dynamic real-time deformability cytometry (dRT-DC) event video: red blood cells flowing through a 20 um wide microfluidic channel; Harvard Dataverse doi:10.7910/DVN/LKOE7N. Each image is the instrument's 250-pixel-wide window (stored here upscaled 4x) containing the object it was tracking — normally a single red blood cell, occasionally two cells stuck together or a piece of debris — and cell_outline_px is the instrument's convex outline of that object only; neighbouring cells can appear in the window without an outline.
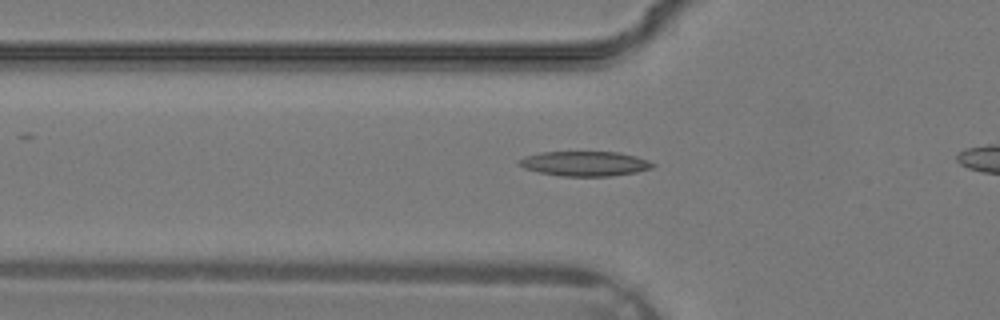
{"species": "common noctule bat (a hibernating species)", "species_latin": "Nyctalus noctula", "temperature_condition": "warm", "stored_images_in_passage": 32, "camera_frame_rate_fps": 3000, "um_per_image_px": 0.085, "animal": {"sex": "male", "body_mass_g": 19.2, "forearm_length_mm": 51.8}, "frame": {"image": 1, "passage_image": 13, "time_ms": 4.0, "image_size_px": [1000, 320], "cell_outline_px": [[656, 164], [652, 168], [636, 172], [612, 176], [560, 176], [540, 172], [524, 168], [516, 164], [516, 160], [524, 156], [540, 152], [620, 152], [636, 156], [648, 160]], "centroid_in_image_um": [49.68, 13.9], "position_along_channel_um": 76.1, "area_um2": 19.48}}
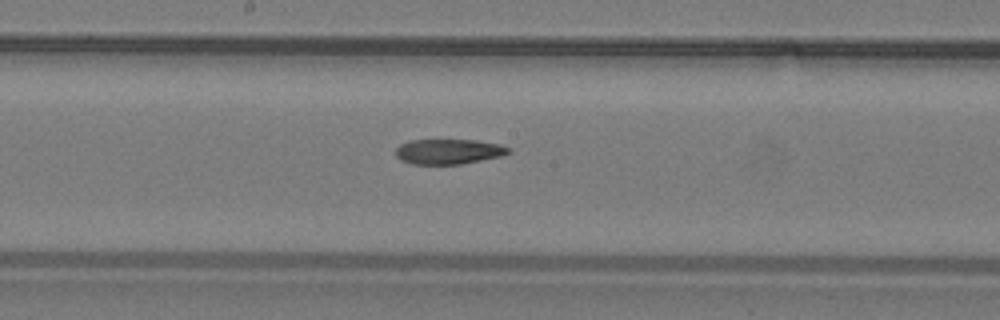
{"frame": {"image": 2, "passage_image": 20, "time_ms": 6.333, "image_size_px": [1000, 320], "cell_outline_px": [[512, 152], [500, 156], [460, 164], [412, 164], [400, 160], [396, 156], [396, 148], [400, 144], [408, 140], [476, 140], [500, 144], [512, 148]], "centroid_in_image_um": [38.13, 12.87], "position_along_channel_um": 210.1, "area_um2": 16.59}}
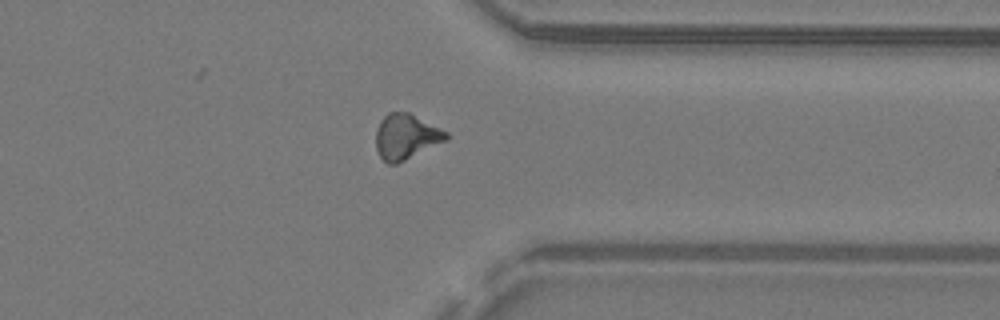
{"frame": {"image": 3, "passage_image": 29, "time_ms": 9.333, "image_size_px": [1000, 320], "cell_outline_px": [[448, 140], [396, 164], [388, 164], [380, 156], [376, 148], [376, 132], [380, 120], [388, 112], [408, 112], [448, 132]], "centroid_in_image_um": [34.51, 11.62], "position_along_channel_um": 376.9, "area_um2": 18.44}}